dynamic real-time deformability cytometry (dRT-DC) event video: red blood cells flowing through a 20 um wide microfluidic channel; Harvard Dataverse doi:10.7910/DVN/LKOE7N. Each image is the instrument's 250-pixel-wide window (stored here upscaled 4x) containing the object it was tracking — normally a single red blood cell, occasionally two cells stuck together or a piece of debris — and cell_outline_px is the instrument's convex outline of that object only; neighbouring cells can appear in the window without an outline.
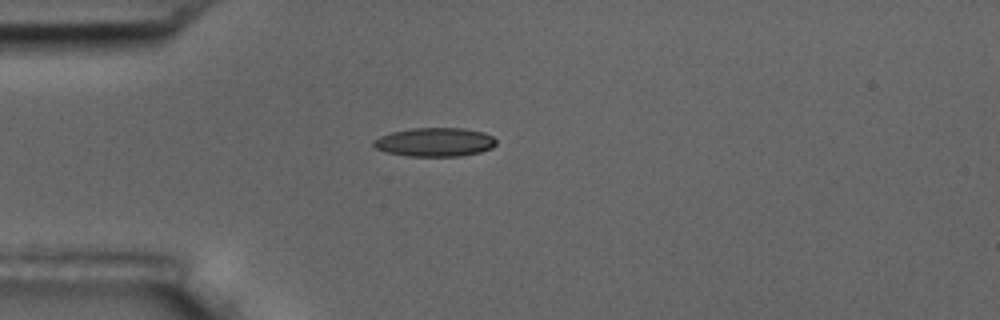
{"species": "common noctule bat (a hibernating species)", "species_latin": "Nyctalus noctula", "temperature_condition": "room temperature", "stored_images_in_passage": 12, "camera_frame_rate_fps": 3000, "um_per_image_px": 0.085, "animal": {"sex": "male", "body_mass_g": 17.5, "forearm_length_mm": 52.3}, "frame": {"image": 1, "passage_image": 1, "time_ms": 0.0, "image_size_px": [1000, 320], "cell_outline_px": [[496, 144], [492, 148], [480, 152], [460, 156], [408, 156], [388, 152], [376, 148], [372, 144], [372, 140], [380, 136], [392, 132], [412, 128], [464, 128], [484, 132], [492, 136], [496, 140]], "centroid_in_image_um": [36.97, 12.07], "position_along_channel_um": 48.0, "area_um2": 20.58}}
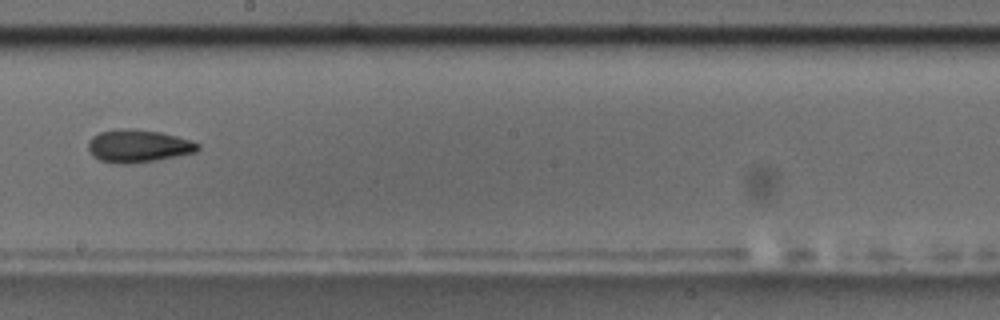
{"frame": {"image": 2, "passage_image": 6, "time_ms": 5.667, "image_size_px": [1000, 320], "cell_outline_px": [[200, 148], [196, 152], [156, 160], [132, 164], [116, 164], [100, 160], [92, 156], [88, 152], [88, 140], [92, 136], [100, 132], [120, 128], [128, 128], [160, 132], [176, 136], [200, 144]], "centroid_in_image_um": [11.7, 12.42], "position_along_channel_um": 236.5, "area_um2": 21.04}}
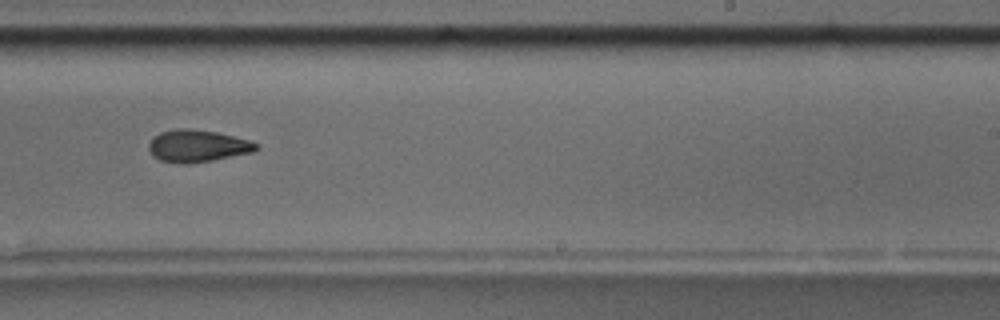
{"frame": {"image": 3, "passage_image": 7, "time_ms": 6.667, "image_size_px": [1000, 320], "cell_outline_px": [[260, 148], [256, 152], [212, 160], [188, 164], [180, 164], [160, 160], [148, 148], [148, 144], [152, 136], [160, 132], [176, 128], [188, 128], [216, 132], [248, 140], [260, 144]], "centroid_in_image_um": [16.81, 12.4], "position_along_channel_um": 272.2, "area_um2": 20.29}, "authors_computed_cell_mechanics": {"area_um2": 20.4323, "velocity_mm_per_s": 3.5689, "shape_relaxation_time_tau1_ms": 5.0278, "shape_relaxation_time_tau2_ms": null, "deformation_change_tau1": 0.1133, "deformation_change_tau2": null}}